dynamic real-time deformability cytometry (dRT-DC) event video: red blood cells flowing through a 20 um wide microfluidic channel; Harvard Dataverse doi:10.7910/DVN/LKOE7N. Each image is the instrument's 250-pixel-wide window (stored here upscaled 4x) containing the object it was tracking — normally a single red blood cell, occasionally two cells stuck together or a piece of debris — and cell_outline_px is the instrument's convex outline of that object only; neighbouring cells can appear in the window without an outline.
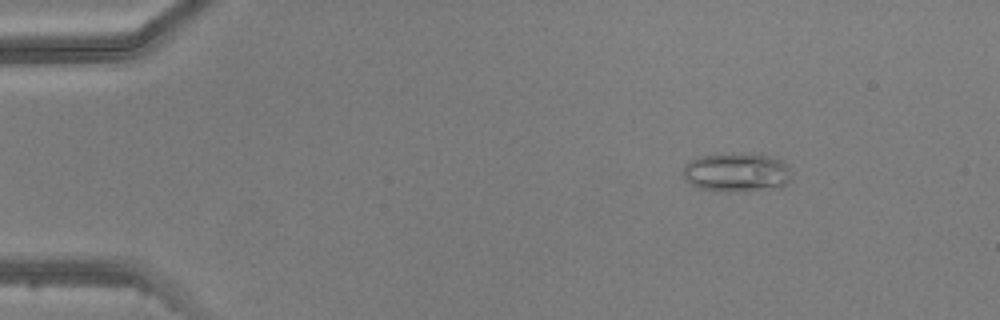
{"species": "common noctule bat (a hibernating species)", "species_latin": "Nyctalus noctula", "temperature_condition": "warm", "stored_images_in_passage": 4, "camera_frame_rate_fps": 3000, "um_per_image_px": 0.085, "animal": {"sex": "male", "body_mass_g": 20.5, "forearm_length_mm": 52.5}, "frame": {"image": 1, "passage_image": 2, "time_ms": 1.333, "image_size_px": [1000, 320], "cell_outline_px": [[788, 180], [780, 188], [748, 192], [720, 192], [696, 188], [680, 172], [684, 164], [700, 156], [776, 156], [788, 164]], "centroid_in_image_um": [62.59, 14.72], "position_along_channel_um": 22.4, "area_um2": 24.28}}